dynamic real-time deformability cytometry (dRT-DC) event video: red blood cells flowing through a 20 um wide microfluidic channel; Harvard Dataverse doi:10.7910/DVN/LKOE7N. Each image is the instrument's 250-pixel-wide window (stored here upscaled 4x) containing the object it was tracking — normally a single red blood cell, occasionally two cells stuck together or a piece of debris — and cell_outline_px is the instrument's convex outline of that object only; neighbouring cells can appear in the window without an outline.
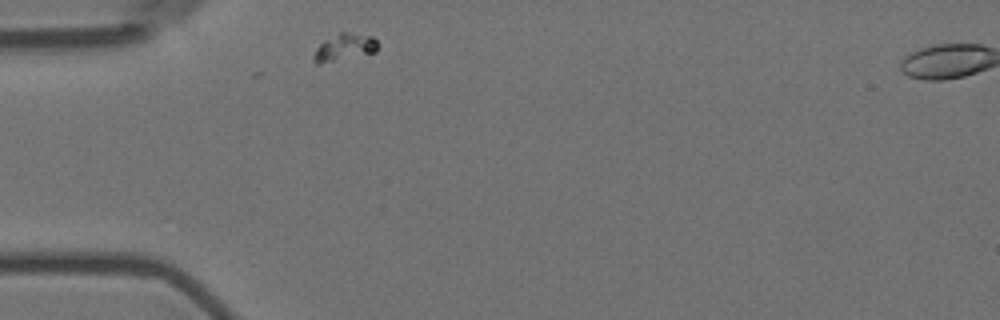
{"species": "Egyptian fruit bat (a non-hibernating species)", "species_latin": "Rousettus aegyptiacus", "temperature_condition": "room temperature", "stored_images_in_passage": 7, "camera_frame_rate_fps": 3000, "um_per_image_px": 0.085, "animal": {"sex": "female"}, "frame": {"image": 1, "passage_image": 2, "time_ms": 0.333, "image_size_px": [1000, 320], "cell_outline_px": [[376, 52], [320, 64], [316, 64], [312, 60], [312, 56], [316, 48], [324, 40], [340, 32], [344, 32], [372, 36], [376, 40]], "centroid_in_image_um": [29.22, 4.03], "position_along_channel_um": 55.8, "area_um2": 10.0}}